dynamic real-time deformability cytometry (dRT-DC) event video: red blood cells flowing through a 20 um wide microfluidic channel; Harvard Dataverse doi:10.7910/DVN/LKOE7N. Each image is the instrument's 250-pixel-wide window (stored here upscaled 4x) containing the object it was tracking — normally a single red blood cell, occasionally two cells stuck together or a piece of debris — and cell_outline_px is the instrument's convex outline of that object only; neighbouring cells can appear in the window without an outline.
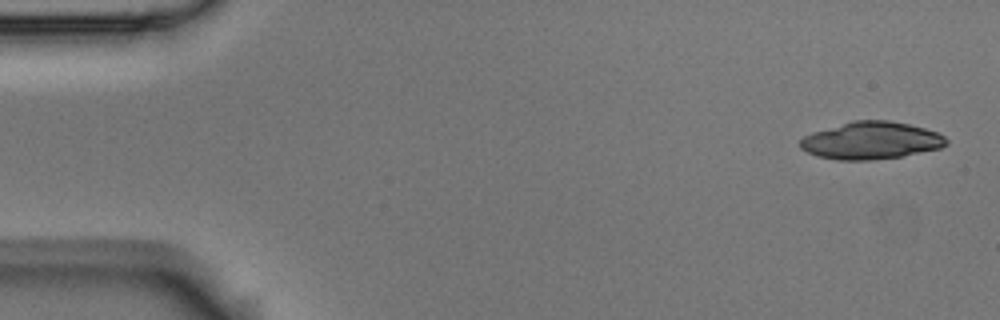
{"species": "Egyptian fruit bat (a non-hibernating species)", "species_latin": "Rousettus aegyptiacus", "temperature_condition": "room temperature", "stored_images_in_passage": 6, "camera_frame_rate_fps": 3000, "um_per_image_px": 0.085, "animal": {"sex": "male"}, "frame": {"image": 1, "passage_image": 1, "time_ms": 0.0, "image_size_px": [1000, 320], "cell_outline_px": [[948, 144], [940, 148], [900, 156], [868, 160], [836, 160], [816, 156], [800, 148], [800, 140], [804, 136], [812, 132], [856, 120], [888, 120], [908, 124], [940, 132], [948, 140]], "centroid_in_image_um": [74.05, 11.95], "position_along_channel_um": 11.0, "area_um2": 31.67}}